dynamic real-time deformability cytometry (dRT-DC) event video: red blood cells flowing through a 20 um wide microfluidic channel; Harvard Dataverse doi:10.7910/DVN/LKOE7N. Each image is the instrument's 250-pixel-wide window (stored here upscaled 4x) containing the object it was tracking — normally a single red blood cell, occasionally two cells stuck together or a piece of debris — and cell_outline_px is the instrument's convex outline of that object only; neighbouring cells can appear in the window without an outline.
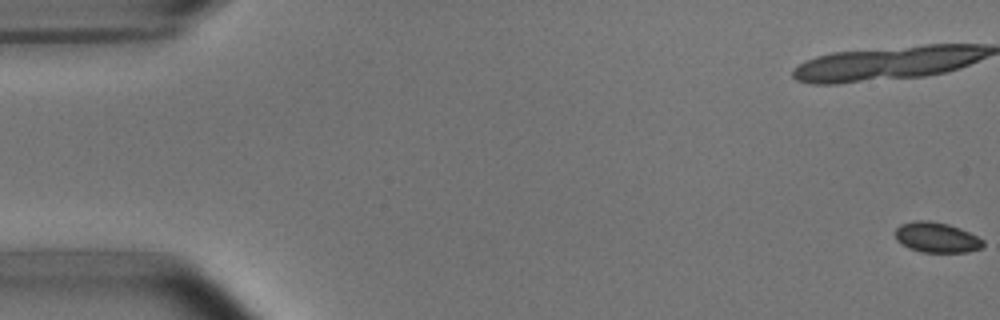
{"species": "common noctule bat (a hibernating species)", "species_latin": "Nyctalus noctula", "temperature_condition": "room temperature", "stored_images_in_passage": 15, "camera_frame_rate_fps": 3000, "um_per_image_px": 0.085, "animal": {"sex": "male", "body_mass_g": 15.6}, "frame": {"image": 1, "passage_image": 1, "time_ms": 0.0, "image_size_px": [1000, 320], "cell_outline_px": [[984, 248], [968, 252], [920, 252], [908, 248], [896, 240], [896, 228], [900, 224], [916, 220], [928, 220], [948, 224], [960, 228], [984, 240]], "centroid_in_image_um": [79.62, 20.19], "position_along_channel_um": 5.4, "area_um2": 15.61}}